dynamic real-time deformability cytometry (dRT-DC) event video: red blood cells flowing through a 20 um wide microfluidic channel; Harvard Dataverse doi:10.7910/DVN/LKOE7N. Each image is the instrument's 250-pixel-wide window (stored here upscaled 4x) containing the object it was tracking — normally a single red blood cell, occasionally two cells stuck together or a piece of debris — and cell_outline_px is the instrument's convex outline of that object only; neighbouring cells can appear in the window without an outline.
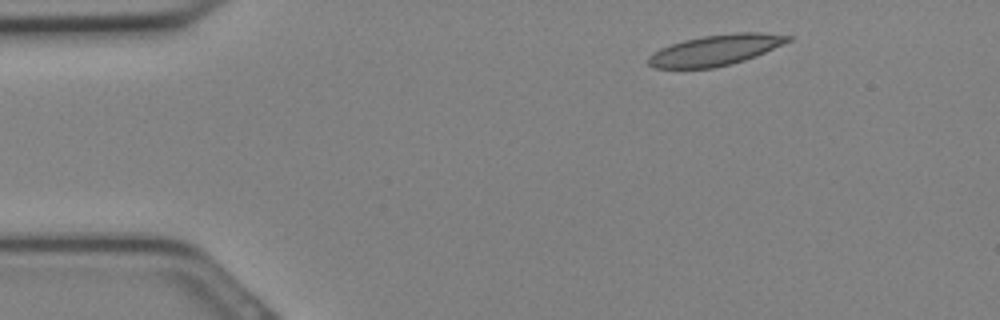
{"species": "Egyptian fruit bat (a non-hibernating species)", "species_latin": "Rousettus aegyptiacus", "temperature_condition": "cold", "stored_images_in_passage": 7, "camera_frame_rate_fps": 3000, "um_per_image_px": 0.085, "animal": {"sex": "female"}, "frame": {"image": 1, "passage_image": 3, "time_ms": 0.667, "image_size_px": [1000, 320], "cell_outline_px": [[792, 40], [756, 56], [732, 64], [712, 68], [652, 68], [648, 64], [648, 56], [660, 48], [684, 40], [704, 36], [736, 32], [760, 32], [792, 36]], "centroid_in_image_um": [60.82, 4.26], "position_along_channel_um": 24.2, "area_um2": 24.91}}